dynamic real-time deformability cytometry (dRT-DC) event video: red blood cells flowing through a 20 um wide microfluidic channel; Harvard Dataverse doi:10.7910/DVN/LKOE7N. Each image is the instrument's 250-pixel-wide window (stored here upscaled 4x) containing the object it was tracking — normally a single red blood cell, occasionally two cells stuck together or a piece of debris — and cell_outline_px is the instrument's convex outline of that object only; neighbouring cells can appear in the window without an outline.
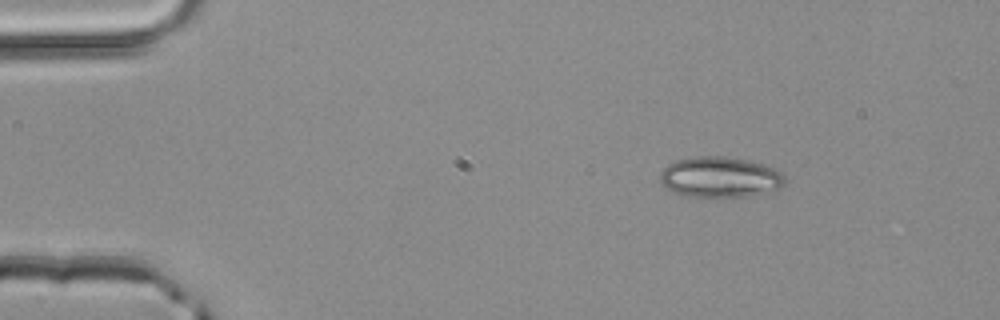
{"species": "common noctule bat (a hibernating species)", "species_latin": "Nyctalus noctula", "temperature_condition": "room temperature", "stored_images_in_passage": 2, "camera_frame_rate_fps": 3000, "um_per_image_px": 0.085, "animal": {"sex": "male", "body_mass_g": 20.4}, "frame": {"image": 1, "passage_image": 1, "time_ms": 0.0, "image_size_px": [1000, 320], "cell_outline_px": [[784, 184], [780, 188], [752, 196], [732, 200], [684, 196], [672, 192], [664, 188], [660, 184], [660, 172], [668, 164], [676, 160], [696, 156], [724, 156], [748, 160], [772, 168], [780, 172], [784, 176]], "centroid_in_image_um": [61.15, 15.11], "position_along_channel_um": 23.9, "area_um2": 30.52}}